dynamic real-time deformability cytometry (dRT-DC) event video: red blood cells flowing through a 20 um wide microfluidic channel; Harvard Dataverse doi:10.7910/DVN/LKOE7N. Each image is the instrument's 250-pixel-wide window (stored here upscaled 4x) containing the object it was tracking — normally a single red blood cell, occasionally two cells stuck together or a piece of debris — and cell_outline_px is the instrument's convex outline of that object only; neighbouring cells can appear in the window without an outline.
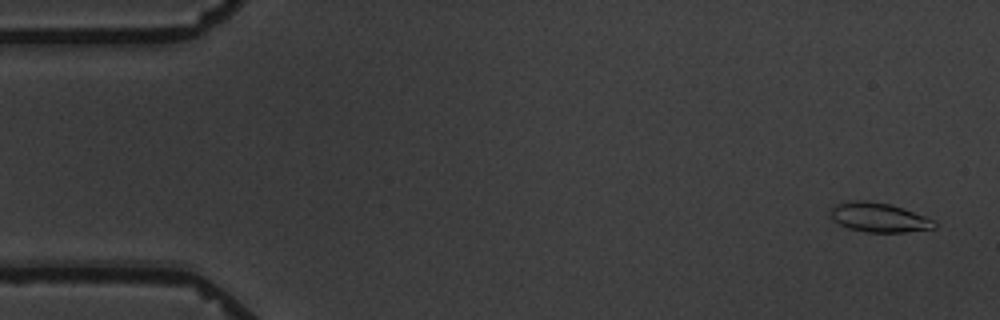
{"species": "common noctule bat (a hibernating species)", "species_latin": "Nyctalus noctula", "temperature_condition": "warm", "stored_images_in_passage": 11, "camera_frame_rate_fps": 3000, "um_per_image_px": 0.085, "animal": {"sex": "male", "body_mass_g": 19.5, "forearm_length_mm": 54.6}, "frame": {"image": 1, "passage_image": 1, "time_ms": 0.0, "image_size_px": [1000, 320], "cell_outline_px": [[936, 228], [904, 232], [868, 232], [848, 228], [832, 220], [828, 212], [828, 208], [836, 204], [848, 200], [864, 200], [892, 204], [924, 216], [932, 220], [936, 224]], "centroid_in_image_um": [74.63, 18.46], "position_along_channel_um": 10.4, "area_um2": 17.92}}
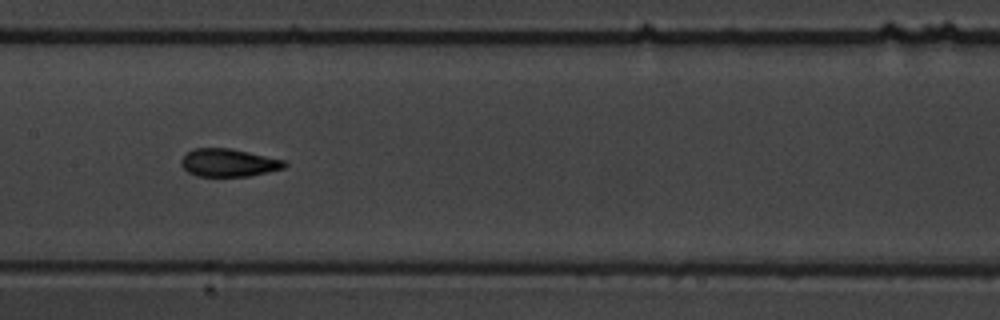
{"frame": {"image": 2, "passage_image": 8, "time_ms": 8.667, "image_size_px": [1000, 320], "cell_outline_px": [[288, 164], [284, 168], [268, 172], [248, 176], [196, 176], [188, 172], [180, 164], [180, 160], [192, 148], [232, 148], [284, 160]], "centroid_in_image_um": [19.42, 13.82], "position_along_channel_um": 188.0, "area_um2": 16.82}}
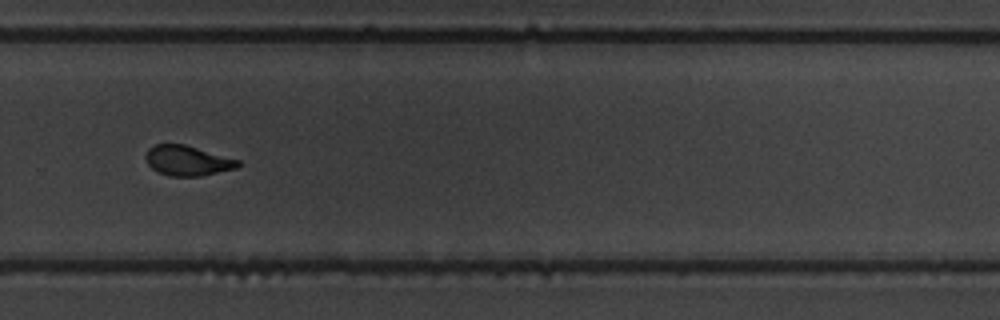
{"frame": {"image": 3, "passage_image": 11, "time_ms": 12.333, "image_size_px": [1000, 320], "cell_outline_px": [[240, 164], [236, 168], [200, 176], [172, 176], [160, 172], [152, 168], [148, 164], [144, 156], [148, 148], [156, 144], [184, 144], [240, 160]], "centroid_in_image_um": [15.92, 13.64], "position_along_channel_um": 313.9, "area_um2": 16.01}}